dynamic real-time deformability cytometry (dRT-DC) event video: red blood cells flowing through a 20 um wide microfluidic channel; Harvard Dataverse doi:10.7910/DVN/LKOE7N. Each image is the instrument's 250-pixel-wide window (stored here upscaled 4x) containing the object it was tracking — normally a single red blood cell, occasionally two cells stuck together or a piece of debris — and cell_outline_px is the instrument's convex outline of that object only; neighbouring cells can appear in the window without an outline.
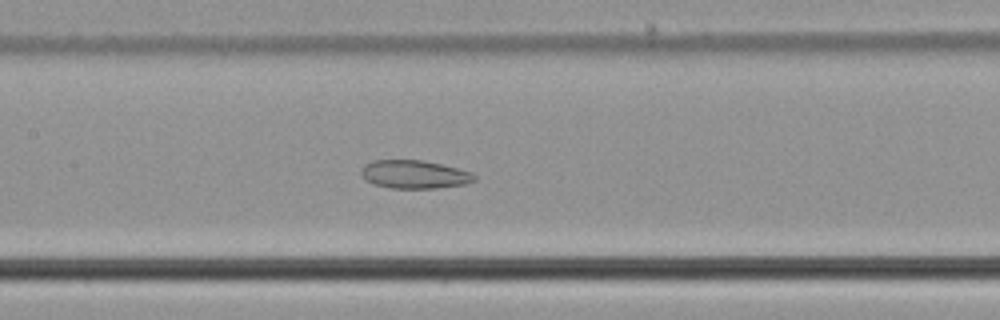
{"species": "common noctule bat (a hibernating species)", "species_latin": "Nyctalus noctula", "temperature_condition": "cold", "stored_images_in_passage": 41, "camera_frame_rate_fps": 3000, "um_per_image_px": 0.085, "animal": {"sex": "male", "body_mass_g": 21.5, "forearm_length_mm": 52.0}, "frame": {"image": 1, "passage_image": 12, "time_ms": 3.667, "image_size_px": [1000, 320], "cell_outline_px": [[476, 180], [464, 184], [436, 188], [388, 188], [372, 184], [364, 180], [360, 172], [360, 168], [364, 164], [372, 160], [420, 160], [440, 164], [472, 172], [476, 176]], "centroid_in_image_um": [35.16, 14.82], "position_along_channel_um": 172.2, "area_um2": 18.79}}
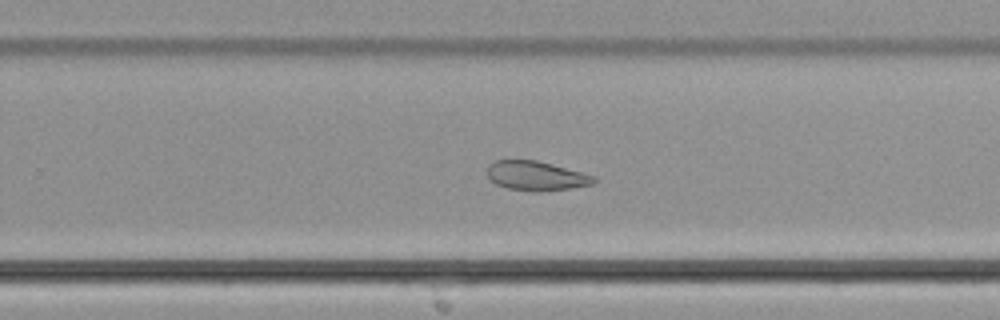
{"frame": {"image": 2, "passage_image": 21, "time_ms": 6.667, "image_size_px": [1000, 320], "cell_outline_px": [[596, 180], [592, 184], [572, 188], [540, 192], [508, 188], [496, 184], [488, 176], [488, 164], [496, 160], [536, 160], [552, 164], [596, 176]], "centroid_in_image_um": [45.58, 14.94], "position_along_channel_um": 284.2, "area_um2": 18.15}}
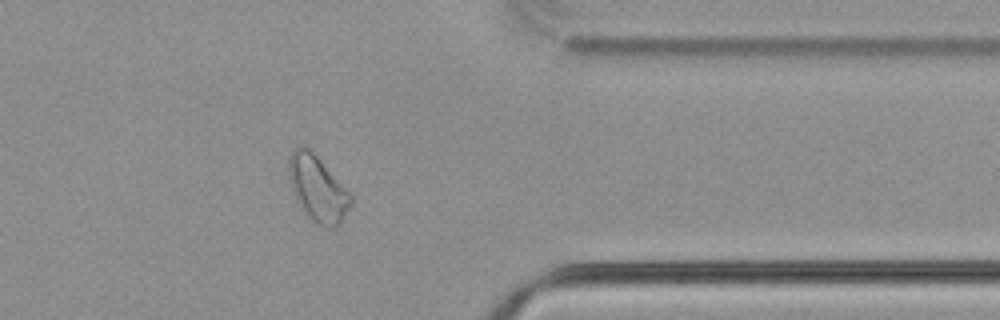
{"frame": {"image": 3, "passage_image": 30, "time_ms": 9.667, "image_size_px": [1000, 320], "cell_outline_px": [[352, 204], [340, 220], [332, 228], [316, 224], [300, 208], [296, 200], [292, 188], [288, 172], [288, 160], [292, 152], [296, 148], [304, 144], [320, 160], [352, 196]], "centroid_in_image_um": [26.96, 16.03], "position_along_channel_um": 384.4, "area_um2": 23.12}, "authors_computed_cell_mechanics": {"area_um2": 20.9814, "velocity_mm_per_s": 3.7451, "shape_relaxation_time_tau1_ms": null, "shape_relaxation_time_tau2_ms": 5.6136, "deformation_change_tau1": null, "deformation_change_tau2": 0.107}}